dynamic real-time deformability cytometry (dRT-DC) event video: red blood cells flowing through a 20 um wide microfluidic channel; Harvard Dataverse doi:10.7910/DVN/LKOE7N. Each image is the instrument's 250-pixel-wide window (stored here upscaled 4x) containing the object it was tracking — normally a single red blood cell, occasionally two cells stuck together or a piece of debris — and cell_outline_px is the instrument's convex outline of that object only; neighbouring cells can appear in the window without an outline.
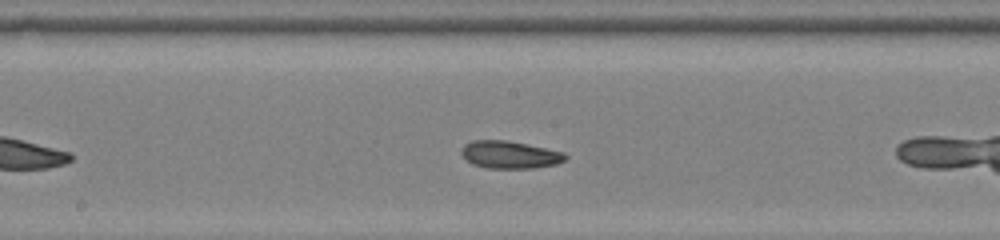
{"species": "common noctule bat (a hibernating species)", "species_latin": "Nyctalus noctula", "temperature_condition": "room temperature", "stored_images_in_passage": 32, "camera_frame_rate_fps": 3000, "um_per_image_px": 0.085, "animal": {"sex": "female", "body_mass_g": 22.0, "forearm_length_mm": 56.7}, "frame": {"image": 1, "passage_image": 10, "time_ms": 3.0, "image_size_px": [1000, 240], "cell_outline_px": [[568, 156], [564, 160], [556, 164], [532, 168], [488, 168], [472, 164], [460, 152], [464, 144], [472, 140], [504, 140], [528, 144], [564, 152]], "centroid_in_image_um": [43.33, 13.14], "position_along_channel_um": 204.9, "area_um2": 16.59}}
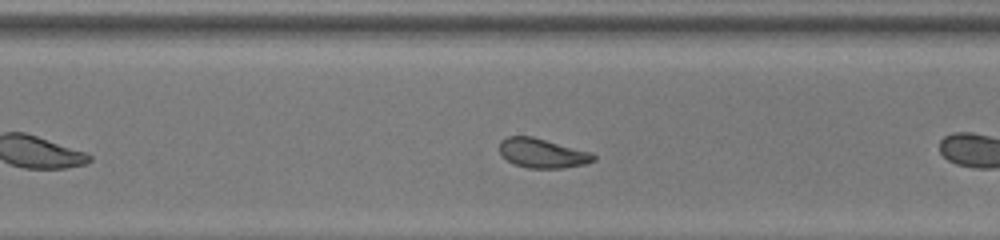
{"frame": {"image": 2, "passage_image": 19, "time_ms": 6.0, "image_size_px": [1000, 240], "cell_outline_px": [[596, 160], [584, 164], [564, 168], [528, 168], [516, 164], [508, 160], [500, 152], [500, 140], [508, 136], [532, 136], [592, 152], [596, 156]], "centroid_in_image_um": [46.13, 13.01], "position_along_channel_um": 324.5, "area_um2": 16.07}, "authors_computed_cell_mechanics": {"area_um2": 16.7042, "velocity_mm_per_s": 3.9961, "shape_relaxation_time_tau1_ms": 4.3873, "shape_relaxation_time_tau2_ms": 1.486, "deformation_change_tau1": 0.1288, "deformation_change_tau2": 0.0588}}